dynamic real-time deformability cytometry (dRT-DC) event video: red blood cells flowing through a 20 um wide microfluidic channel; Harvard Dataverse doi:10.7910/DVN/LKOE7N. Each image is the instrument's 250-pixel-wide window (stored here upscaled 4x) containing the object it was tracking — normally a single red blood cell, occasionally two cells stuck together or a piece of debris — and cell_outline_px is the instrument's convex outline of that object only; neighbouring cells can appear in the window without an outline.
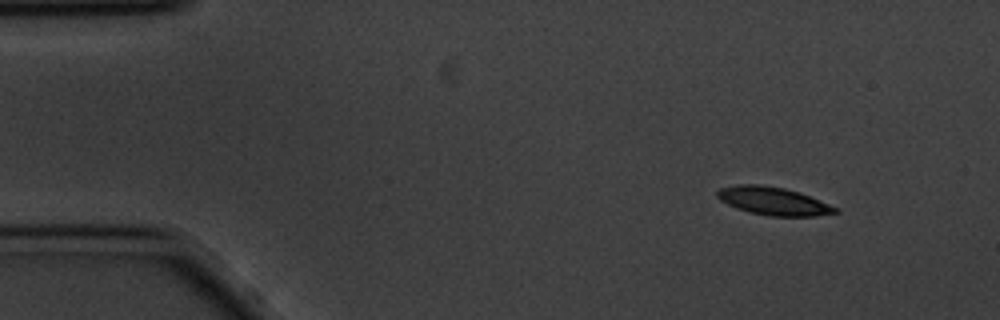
{"species": "common noctule bat (a hibernating species)", "species_latin": "Nyctalus noctula", "temperature_condition": "cold", "stored_images_in_passage": 53, "camera_frame_rate_fps": 3000, "um_per_image_px": 0.085, "animal": {"sex": "male", "body_mass_g": 20.1, "forearm_length_mm": 53.5}, "frame": {"image": 1, "passage_image": 1, "time_ms": 0.0, "image_size_px": [1000, 320], "cell_outline_px": [[840, 212], [816, 216], [768, 216], [736, 208], [720, 200], [716, 196], [716, 192], [720, 188], [740, 184], [760, 184], [784, 188], [800, 192], [840, 208]], "centroid_in_image_um": [65.77, 17.09], "position_along_channel_um": 19.2, "area_um2": 19.36}}
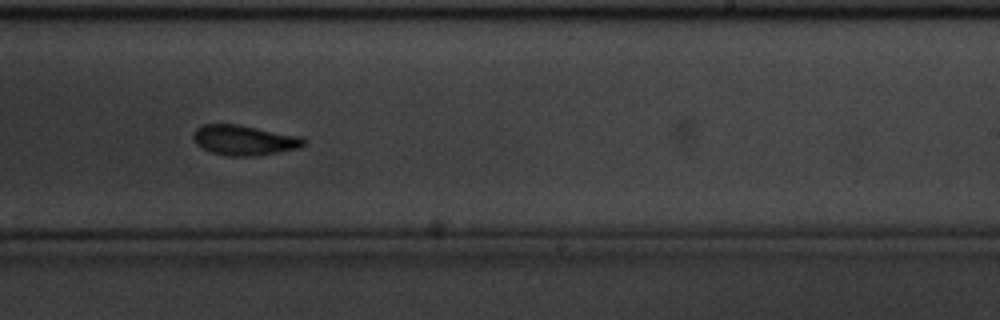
{"frame": {"image": 2, "passage_image": 30, "time_ms": 9.667, "image_size_px": [1000, 320], "cell_outline_px": [[304, 144], [300, 148], [252, 156], [228, 156], [212, 152], [196, 144], [192, 140], [192, 132], [196, 128], [204, 124], [236, 124], [304, 136]], "centroid_in_image_um": [20.74, 11.9], "position_along_channel_um": 268.3, "area_um2": 19.42}}
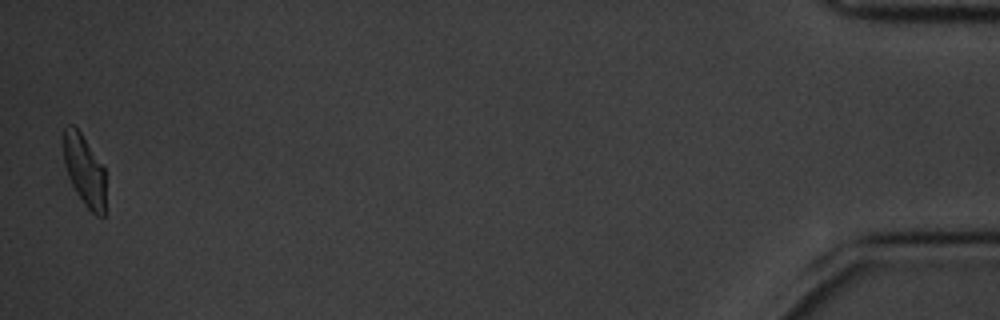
{"frame": {"image": 3, "passage_image": 52, "time_ms": 17.0, "image_size_px": [1000, 320], "cell_outline_px": [[104, 216], [96, 216], [84, 204], [76, 192], [68, 176], [64, 164], [64, 128], [68, 124], [72, 124], [80, 132], [104, 168]], "centroid_in_image_um": [7.16, 14.48], "position_along_channel_um": 428.0, "area_um2": 17.05}, "authors_computed_cell_mechanics": {"area_um2": 19.4208, "velocity_mm_per_s": 3.4329, "shape_relaxation_time_tau1_ms": 2.5735, "shape_relaxation_time_tau2_ms": 5.7367, "deformation_change_tau1": 0.1209, "deformation_change_tau2": 0.1121}}